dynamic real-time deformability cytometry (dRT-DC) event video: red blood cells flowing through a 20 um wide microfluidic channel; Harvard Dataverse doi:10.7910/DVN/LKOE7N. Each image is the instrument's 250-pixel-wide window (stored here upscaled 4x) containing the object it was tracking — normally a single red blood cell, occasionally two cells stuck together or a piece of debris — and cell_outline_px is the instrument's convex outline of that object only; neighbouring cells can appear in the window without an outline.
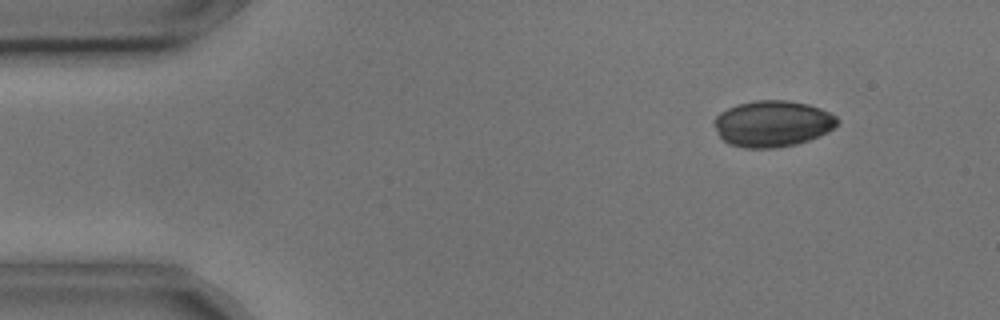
{"species": "common noctule bat (a hibernating species)", "species_latin": "Nyctalus noctula", "temperature_condition": "cold", "stored_images_in_passage": 3, "camera_frame_rate_fps": 3000, "um_per_image_px": 0.085, "animal": {"sex": "male", "body_mass_g": 17.9, "forearm_length_mm": 54.2}, "frame": {"image": 1, "passage_image": 1, "time_ms": 0.0, "image_size_px": [1000, 320], "cell_outline_px": [[840, 124], [836, 128], [820, 136], [796, 144], [776, 148], [744, 148], [728, 144], [720, 136], [712, 120], [720, 112], [736, 104], [756, 100], [784, 100], [808, 104], [820, 108], [836, 116], [840, 120]], "centroid_in_image_um": [65.69, 10.51], "position_along_channel_um": 19.3, "area_um2": 33.47}}